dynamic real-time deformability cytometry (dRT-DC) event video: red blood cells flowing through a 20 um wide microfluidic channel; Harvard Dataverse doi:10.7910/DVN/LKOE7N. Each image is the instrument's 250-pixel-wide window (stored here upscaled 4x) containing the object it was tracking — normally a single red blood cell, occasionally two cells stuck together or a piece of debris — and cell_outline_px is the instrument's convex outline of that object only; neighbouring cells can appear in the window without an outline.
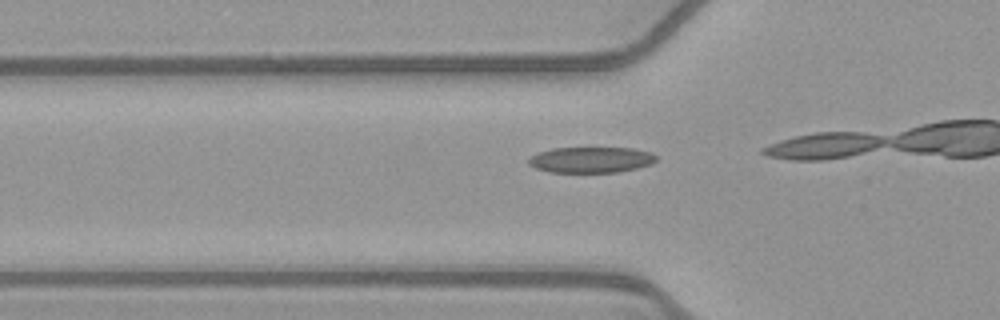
{"species": "common noctule bat (a hibernating species)", "species_latin": "Nyctalus noctula", "temperature_condition": "warm", "stored_images_in_passage": 16, "camera_frame_rate_fps": 3000, "um_per_image_px": 0.085, "animal": {"sex": "female", "body_mass_g": 21.9}, "frame": {"image": 1, "passage_image": 14, "time_ms": 4.333, "image_size_px": [1000, 320], "cell_outline_px": [[656, 160], [652, 164], [636, 168], [616, 172], [548, 172], [536, 168], [528, 164], [528, 160], [532, 156], [540, 152], [552, 148], [632, 148], [652, 152], [656, 156]], "centroid_in_image_um": [50.25, 13.58], "position_along_channel_um": 75.6, "area_um2": 19.13}}